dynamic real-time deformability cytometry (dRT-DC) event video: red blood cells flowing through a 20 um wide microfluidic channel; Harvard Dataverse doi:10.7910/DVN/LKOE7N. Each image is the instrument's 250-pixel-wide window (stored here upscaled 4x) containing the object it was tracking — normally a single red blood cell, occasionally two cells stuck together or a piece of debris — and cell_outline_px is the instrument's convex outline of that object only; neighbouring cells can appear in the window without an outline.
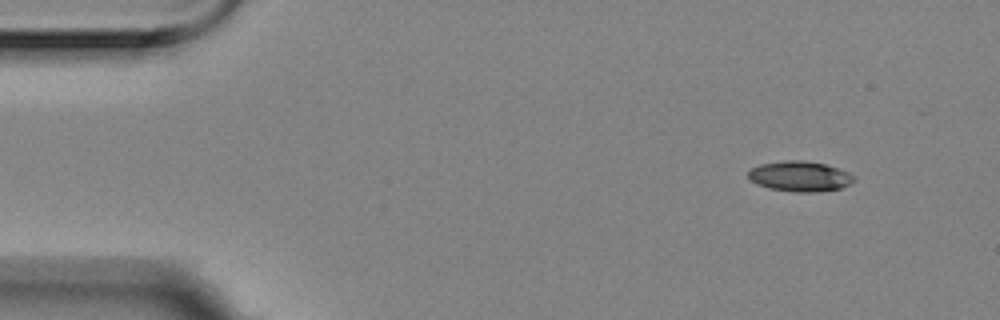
{"species": "Egyptian fruit bat (a non-hibernating species)", "species_latin": "Rousettus aegyptiacus", "temperature_condition": "room temperature", "stored_images_in_passage": 4, "camera_frame_rate_fps": 3000, "um_per_image_px": 0.085, "animal": {"sex": "female"}, "frame": {"image": 1, "passage_image": 1, "time_ms": 0.0, "image_size_px": [1000, 320], "cell_outline_px": [[856, 180], [840, 188], [816, 192], [796, 192], [768, 188], [756, 184], [748, 180], [748, 172], [752, 168], [760, 164], [784, 160], [800, 160], [824, 164], [848, 172], [856, 176]], "centroid_in_image_um": [67.96, 14.99], "position_along_channel_um": 17.0, "area_um2": 18.67}}